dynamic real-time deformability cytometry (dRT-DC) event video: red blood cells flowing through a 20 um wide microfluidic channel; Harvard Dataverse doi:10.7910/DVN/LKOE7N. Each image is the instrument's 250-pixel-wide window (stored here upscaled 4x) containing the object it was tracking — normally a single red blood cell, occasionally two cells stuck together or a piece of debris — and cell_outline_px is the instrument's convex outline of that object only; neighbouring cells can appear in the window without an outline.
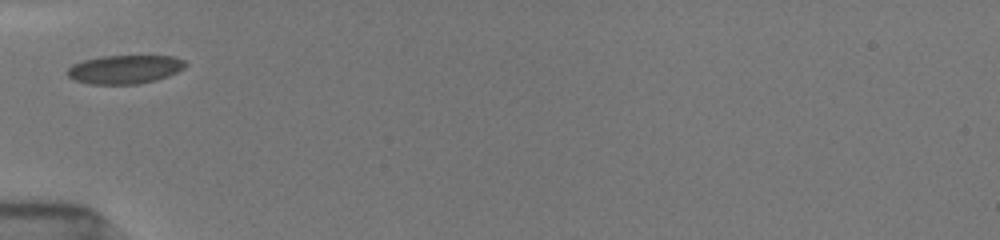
{"species": "common noctule bat (a hibernating species)", "species_latin": "Nyctalus noctula", "temperature_condition": "room temperature", "stored_images_in_passage": 29, "camera_frame_rate_fps": 3000, "um_per_image_px": 0.085, "animal": {"sex": "female", "body_mass_g": 19.5, "forearm_length_mm": 54.1}, "frame": {"image": 1, "passage_image": 1, "time_ms": 0.0, "image_size_px": [1000, 240], "cell_outline_px": [[188, 64], [184, 68], [168, 76], [156, 80], [140, 84], [88, 84], [76, 80], [68, 76], [64, 72], [72, 64], [84, 60], [104, 56], [172, 56], [184, 60]], "centroid_in_image_um": [10.6, 5.9], "position_along_channel_um": 74.4, "area_um2": 19.77}}
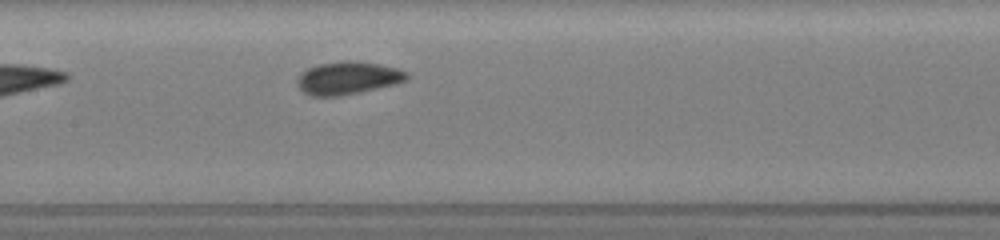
{"frame": {"image": 2, "passage_image": 9, "time_ms": 2.667, "image_size_px": [1000, 240], "cell_outline_px": [[408, 80], [396, 84], [360, 92], [340, 96], [312, 96], [304, 92], [296, 84], [296, 80], [308, 68], [320, 64], [348, 60], [356, 60], [380, 64], [396, 68], [408, 72]], "centroid_in_image_um": [29.61, 6.63], "position_along_channel_um": 177.8, "area_um2": 20.92}}
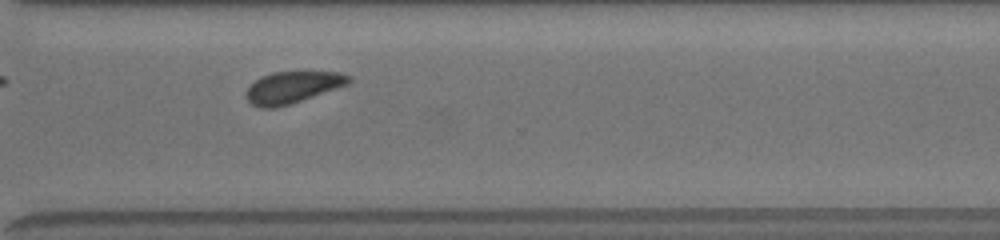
{"frame": {"image": 3, "passage_image": 22, "time_ms": 7.0, "image_size_px": [1000, 240], "cell_outline_px": [[352, 80], [348, 84], [276, 108], [260, 108], [252, 104], [244, 96], [244, 92], [260, 76], [272, 72], [340, 72], [352, 76]], "centroid_in_image_um": [24.83, 7.41], "position_along_channel_um": 345.8, "area_um2": 18.79}, "authors_computed_cell_mechanics": {"area_um2": 20.0566, "velocity_mm_per_s": 3.8758, "shape_relaxation_time_tau1_ms": 1.3684, "shape_relaxation_time_tau2_ms": null, "deformation_change_tau1": 0.0635, "deformation_change_tau2": null}}